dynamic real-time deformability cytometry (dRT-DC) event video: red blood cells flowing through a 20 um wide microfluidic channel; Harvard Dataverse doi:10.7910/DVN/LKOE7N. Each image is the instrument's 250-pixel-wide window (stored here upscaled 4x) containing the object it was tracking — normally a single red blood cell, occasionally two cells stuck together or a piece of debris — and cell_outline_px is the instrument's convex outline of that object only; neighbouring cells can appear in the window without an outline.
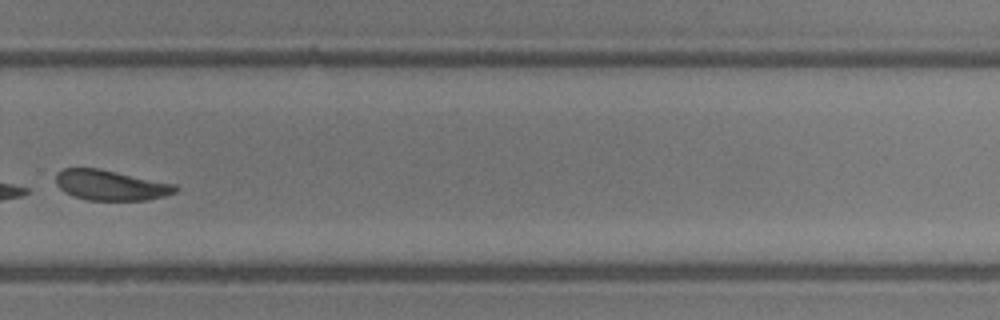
{"species": "common noctule bat (a hibernating species)", "species_latin": "Nyctalus noctula", "temperature_condition": "room temperature", "stored_images_in_passage": 27, "camera_frame_rate_fps": 3000, "um_per_image_px": 0.085, "animal": {"sex": "male", "body_mass_g": 13.3}, "frame": {"image": 1, "passage_image": 20, "time_ms": 6.333, "image_size_px": [1000, 320], "cell_outline_px": [[180, 188], [176, 192], [164, 196], [148, 200], [88, 200], [72, 196], [64, 192], [56, 184], [56, 172], [64, 168], [100, 168], [176, 184]], "centroid_in_image_um": [9.41, 15.74], "position_along_channel_um": 320.4, "area_um2": 21.33}}